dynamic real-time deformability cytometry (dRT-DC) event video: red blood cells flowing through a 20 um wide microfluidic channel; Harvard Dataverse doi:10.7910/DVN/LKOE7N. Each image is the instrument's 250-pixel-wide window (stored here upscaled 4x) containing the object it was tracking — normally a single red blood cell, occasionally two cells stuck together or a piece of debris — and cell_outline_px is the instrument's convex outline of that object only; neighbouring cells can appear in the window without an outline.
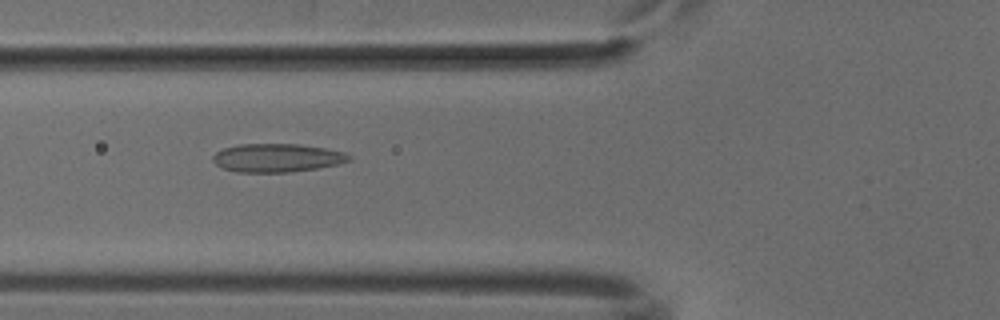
{"species": "common noctule bat (a hibernating species)", "species_latin": "Nyctalus noctula", "temperature_condition": "cold", "stored_images_in_passage": 52, "camera_frame_rate_fps": 3000, "um_per_image_px": 0.085, "animal": {"sex": "male", "body_mass_g": 18.8}, "frame": {"image": 1, "passage_image": 19, "time_ms": 6.0, "image_size_px": [1000, 320], "cell_outline_px": [[352, 160], [336, 164], [316, 168], [288, 172], [236, 172], [224, 168], [216, 164], [212, 160], [212, 156], [216, 152], [224, 148], [240, 144], [300, 144], [324, 148], [344, 152], [352, 156]], "centroid_in_image_um": [23.54, 13.41], "position_along_channel_um": 102.3, "area_um2": 22.43}}
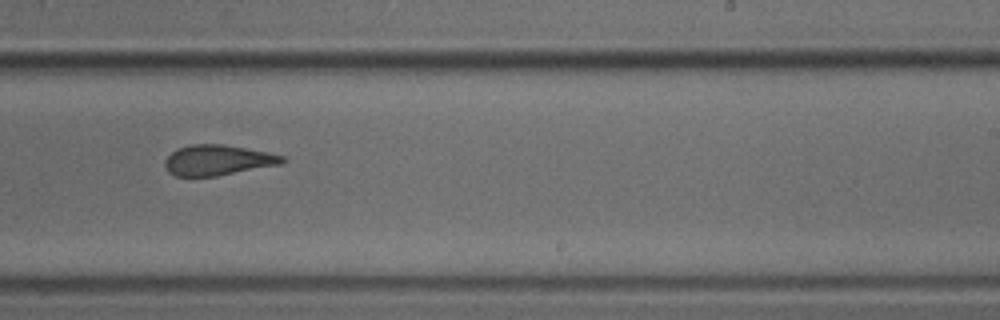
{"frame": {"image": 2, "passage_image": 32, "time_ms": 10.333, "image_size_px": [1000, 320], "cell_outline_px": [[288, 160], [280, 164], [216, 176], [176, 176], [168, 172], [164, 164], [164, 160], [176, 148], [192, 144], [224, 144], [268, 152], [284, 156]], "centroid_in_image_um": [18.5, 13.6], "position_along_channel_um": 270.5, "area_um2": 20.81}}
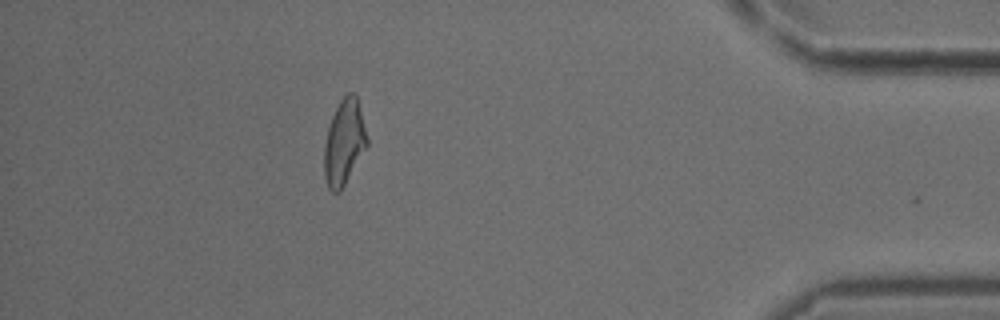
{"frame": {"image": 3, "passage_image": 46, "time_ms": 15.0, "image_size_px": [1000, 320], "cell_outline_px": [[368, 144], [340, 192], [332, 192], [328, 188], [324, 176], [324, 144], [328, 128], [332, 116], [340, 100], [348, 92], [352, 92], [356, 96], [368, 140]], "centroid_in_image_um": [29.23, 12.12], "position_along_channel_um": 406.0, "area_um2": 20.98}}